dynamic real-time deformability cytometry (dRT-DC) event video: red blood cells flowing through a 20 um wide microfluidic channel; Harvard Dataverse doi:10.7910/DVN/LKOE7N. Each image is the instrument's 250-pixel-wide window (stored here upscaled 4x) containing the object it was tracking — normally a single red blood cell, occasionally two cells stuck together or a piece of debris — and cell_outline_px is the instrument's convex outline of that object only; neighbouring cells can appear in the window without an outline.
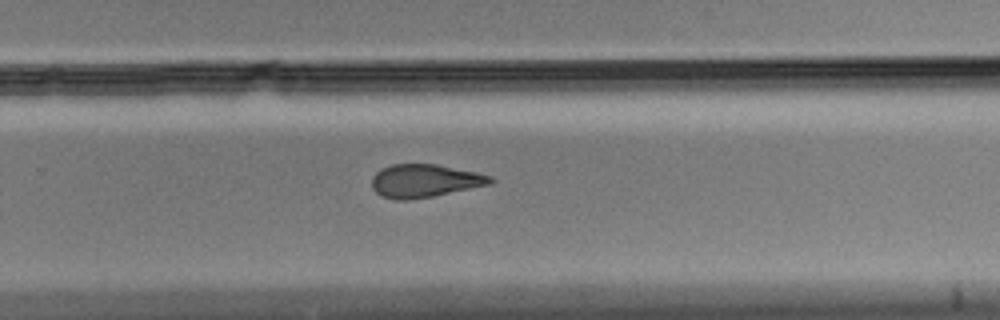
{"species": "Egyptian fruit bat (a non-hibernating species)", "species_latin": "Rousettus aegyptiacus", "temperature_condition": "cold", "stored_images_in_passage": 11, "camera_frame_rate_fps": 3000, "um_per_image_px": 0.085, "animal": {"sex": "male"}, "frame": {"image": 1, "passage_image": 11, "time_ms": 3.333, "image_size_px": [1000, 320], "cell_outline_px": [[496, 180], [488, 184], [432, 196], [408, 200], [396, 200], [380, 196], [372, 188], [372, 176], [380, 168], [392, 164], [436, 164], [476, 172], [492, 176]], "centroid_in_image_um": [36.04, 15.36], "position_along_channel_um": 293.8, "area_um2": 22.77}}